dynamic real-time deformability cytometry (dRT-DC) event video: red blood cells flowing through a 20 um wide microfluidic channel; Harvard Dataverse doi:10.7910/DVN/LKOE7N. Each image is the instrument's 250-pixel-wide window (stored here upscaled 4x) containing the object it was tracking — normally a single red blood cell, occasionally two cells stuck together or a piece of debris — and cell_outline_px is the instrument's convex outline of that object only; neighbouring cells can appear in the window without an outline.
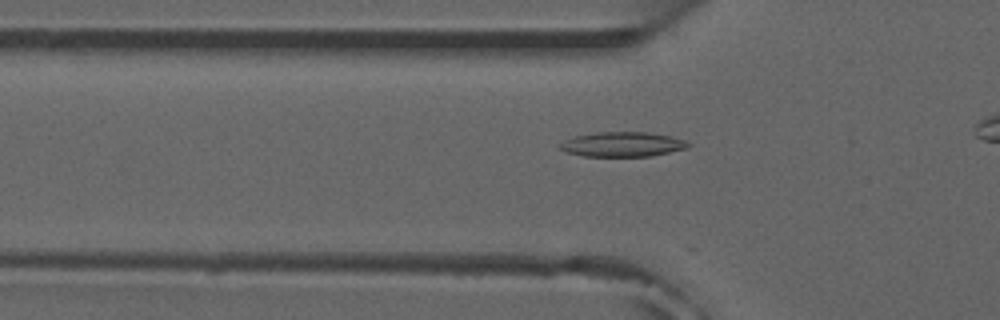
{"species": "common noctule bat (a hibernating species)", "species_latin": "Nyctalus noctula", "temperature_condition": "room temperature", "stored_images_in_passage": 8, "camera_frame_rate_fps": 3000, "um_per_image_px": 0.085, "animal": {"sex": "male", "forearm_length_mm": 52.5}, "frame": {"image": 1, "passage_image": 3, "time_ms": 0.667, "image_size_px": [1000, 320], "cell_outline_px": [[692, 144], [688, 148], [652, 156], [584, 156], [568, 152], [560, 148], [560, 144], [564, 140], [576, 136], [600, 132], [648, 132], [672, 136], [684, 140]], "centroid_in_image_um": [52.98, 12.26], "position_along_channel_um": 72.8, "area_um2": 18.38}}
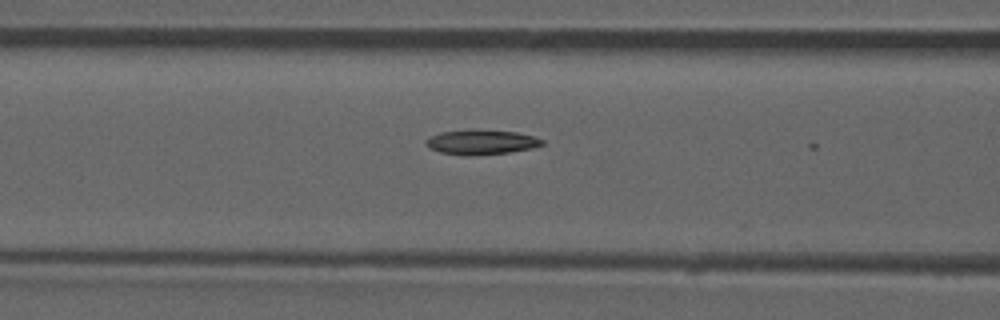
{"frame": {"image": 2, "passage_image": 7, "time_ms": 2.0, "image_size_px": [1000, 320], "cell_outline_px": [[544, 144], [532, 148], [508, 152], [472, 156], [464, 156], [440, 152], [428, 148], [424, 144], [424, 140], [440, 132], [472, 128], [516, 132], [532, 136], [544, 140]], "centroid_in_image_um": [40.85, 12.07], "position_along_channel_um": 125.8, "area_um2": 17.11}}